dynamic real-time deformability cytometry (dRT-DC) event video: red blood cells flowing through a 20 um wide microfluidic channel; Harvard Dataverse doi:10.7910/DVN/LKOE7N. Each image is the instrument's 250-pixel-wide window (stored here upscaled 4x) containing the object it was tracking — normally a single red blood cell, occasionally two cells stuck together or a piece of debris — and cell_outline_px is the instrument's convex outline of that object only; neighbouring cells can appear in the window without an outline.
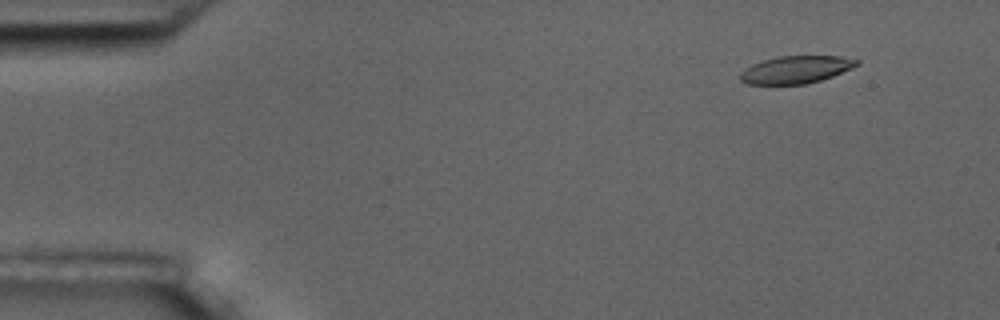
{"species": "common noctule bat (a hibernating species)", "species_latin": "Nyctalus noctula", "temperature_condition": "room temperature", "stored_images_in_passage": 5, "camera_frame_rate_fps": 3000, "um_per_image_px": 0.085, "animal": {"sex": "male", "body_mass_g": 17.5, "forearm_length_mm": 52.3}, "frame": {"image": 1, "passage_image": 2, "time_ms": 1.0, "image_size_px": [1000, 320], "cell_outline_px": [[860, 64], [852, 68], [832, 76], [820, 80], [804, 84], [748, 84], [740, 80], [740, 72], [744, 68], [752, 64], [764, 60], [780, 56], [840, 56], [860, 60]], "centroid_in_image_um": [67.65, 5.91], "position_along_channel_um": 17.3, "area_um2": 18.61}}
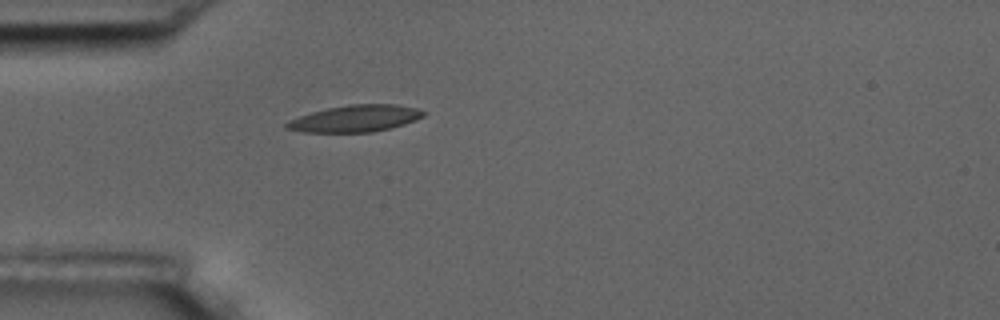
{"frame": {"image": 2, "passage_image": 5, "time_ms": 4.667, "image_size_px": [1000, 320], "cell_outline_px": [[428, 112], [424, 116], [416, 120], [404, 124], [372, 132], [304, 132], [284, 128], [284, 124], [288, 120], [312, 112], [328, 108], [348, 104], [396, 104], [416, 108]], "centroid_in_image_um": [30.21, 10.07], "position_along_channel_um": 54.8, "area_um2": 21.33}}